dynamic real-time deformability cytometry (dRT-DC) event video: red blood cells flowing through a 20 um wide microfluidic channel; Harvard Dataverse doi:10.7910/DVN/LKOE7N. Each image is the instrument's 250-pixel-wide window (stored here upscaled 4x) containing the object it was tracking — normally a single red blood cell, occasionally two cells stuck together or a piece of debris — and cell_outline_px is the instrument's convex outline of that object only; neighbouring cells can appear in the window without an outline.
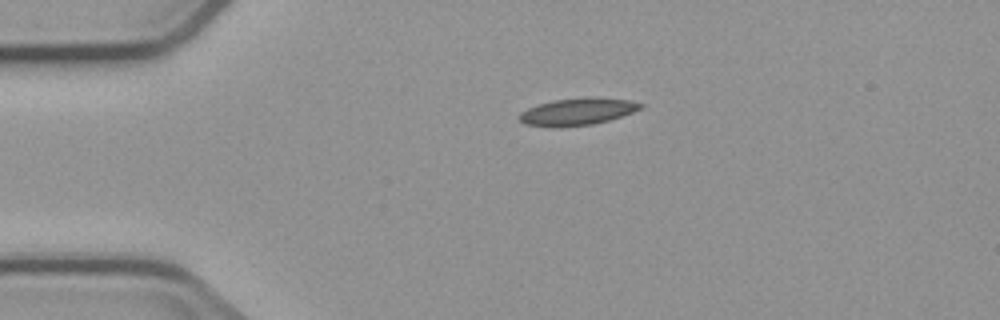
{"species": "common noctule bat (a hibernating species)", "species_latin": "Nyctalus noctula", "temperature_condition": "cold", "stored_images_in_passage": 2, "camera_frame_rate_fps": 3000, "um_per_image_px": 0.085, "animal": {"sex": "male", "body_mass_g": 23.1, "forearm_length_mm": 52.7}, "frame": {"image": 1, "passage_image": 1, "time_ms": 0.0, "image_size_px": [1000, 320], "cell_outline_px": [[644, 108], [608, 120], [592, 124], [560, 128], [552, 128], [524, 124], [520, 120], [520, 112], [528, 108], [552, 100], [588, 96], [596, 96], [628, 100], [644, 104]], "centroid_in_image_um": [49.08, 9.48], "position_along_channel_um": 35.9, "area_um2": 19.42}}